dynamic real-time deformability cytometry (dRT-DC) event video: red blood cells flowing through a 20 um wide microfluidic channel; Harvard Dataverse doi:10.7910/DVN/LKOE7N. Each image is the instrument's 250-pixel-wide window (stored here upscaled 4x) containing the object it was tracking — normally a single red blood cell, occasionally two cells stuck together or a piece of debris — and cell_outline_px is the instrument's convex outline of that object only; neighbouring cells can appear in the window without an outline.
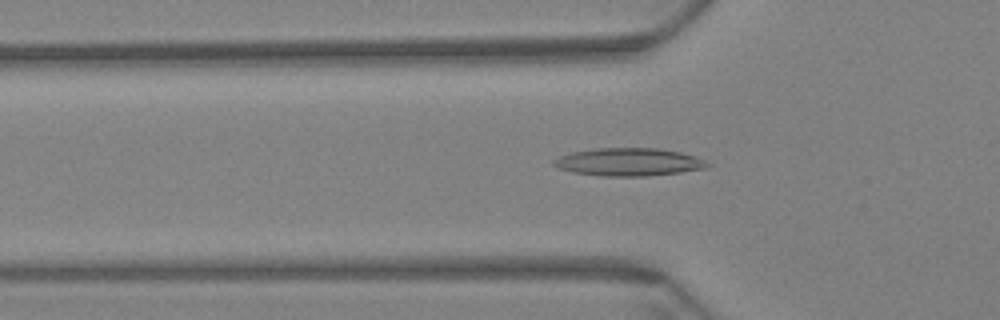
{"species": "Egyptian fruit bat (a non-hibernating species)", "species_latin": "Rousettus aegyptiacus", "temperature_condition": "warm", "stored_images_in_passage": 61, "segment_of_instrument_passage": [1, 2], "camera_frame_rate_fps": 3000, "um_per_image_px": 0.085, "animal": {"sex": "female"}, "frame": {"image": 1, "passage_image": 20, "time_ms": 6.333, "image_size_px": [1000, 320], "cell_outline_px": [[712, 164], [704, 168], [680, 172], [644, 176], [600, 176], [572, 172], [560, 168], [552, 164], [552, 160], [560, 156], [572, 152], [592, 148], [660, 148], [680, 152], [696, 156]], "centroid_in_image_um": [53.43, 13.76], "position_along_channel_um": 72.4, "area_um2": 24.97}}
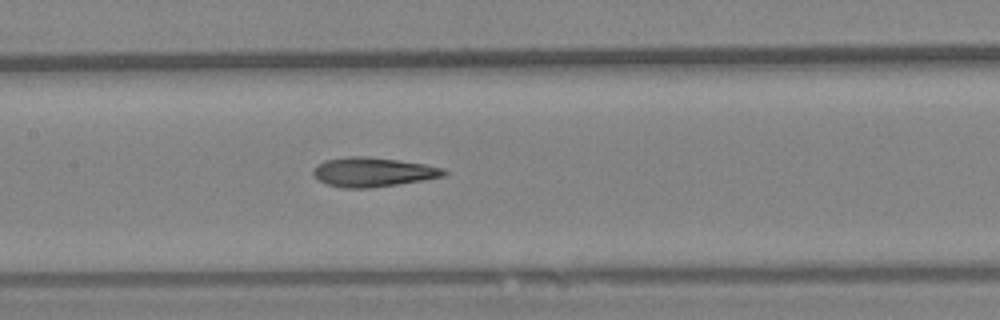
{"frame": {"image": 2, "passage_image": 29, "time_ms": 9.333, "image_size_px": [1000, 320], "cell_outline_px": [[448, 172], [444, 176], [424, 180], [372, 188], [344, 188], [328, 184], [320, 180], [312, 172], [316, 164], [324, 160], [348, 156], [364, 156], [396, 160], [424, 164], [444, 168]], "centroid_in_image_um": [31.7, 14.62], "position_along_channel_um": 175.7, "area_um2": 22.25}}
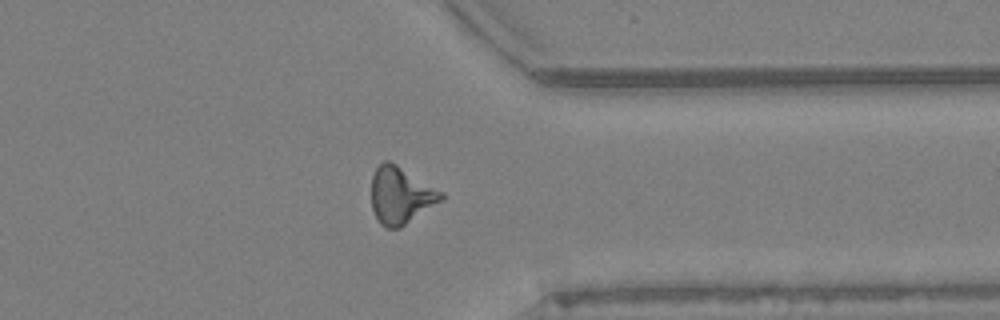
{"frame": {"image": 3, "passage_image": 47, "time_ms": 15.333, "image_size_px": [1000, 320], "cell_outline_px": [[444, 196], [440, 200], [400, 228], [384, 228], [380, 224], [372, 208], [372, 176], [376, 168], [384, 160], [388, 160], [396, 164], [444, 192]], "centroid_in_image_um": [34.03, 16.6], "position_along_channel_um": 377.4, "area_um2": 22.77}}